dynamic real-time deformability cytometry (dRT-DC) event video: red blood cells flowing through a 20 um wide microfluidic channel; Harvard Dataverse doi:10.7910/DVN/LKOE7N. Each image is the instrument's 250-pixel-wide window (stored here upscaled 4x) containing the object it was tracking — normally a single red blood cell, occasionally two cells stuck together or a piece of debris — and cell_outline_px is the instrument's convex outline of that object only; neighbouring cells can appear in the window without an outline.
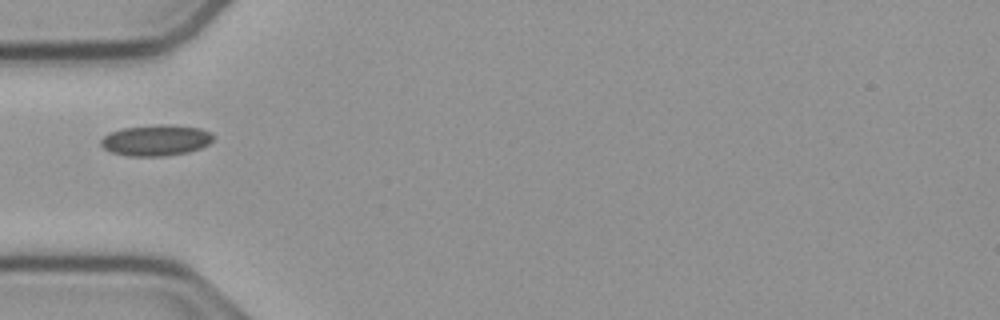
{"species": "common noctule bat (a hibernating species)", "species_latin": "Nyctalus noctula", "temperature_condition": "cold", "stored_images_in_passage": 11, "camera_frame_rate_fps": 3000, "um_per_image_px": 0.085, "animal": {"sex": "male", "body_mass_g": 23.1, "forearm_length_mm": 52.7}, "frame": {"image": 1, "passage_image": 1, "time_ms": 0.0, "image_size_px": [1000, 320], "cell_outline_px": [[212, 140], [208, 144], [200, 148], [188, 152], [164, 156], [128, 156], [112, 152], [104, 148], [100, 144], [100, 140], [108, 132], [124, 128], [156, 124], [168, 124], [200, 128], [212, 132]], "centroid_in_image_um": [13.24, 11.91], "position_along_channel_um": 71.8, "area_um2": 20.35}}